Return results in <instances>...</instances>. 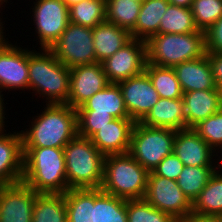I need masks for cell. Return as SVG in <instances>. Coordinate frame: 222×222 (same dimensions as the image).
<instances>
[{
    "label": "cell",
    "instance_id": "obj_3",
    "mask_svg": "<svg viewBox=\"0 0 222 222\" xmlns=\"http://www.w3.org/2000/svg\"><path fill=\"white\" fill-rule=\"evenodd\" d=\"M22 181L37 193L65 194L68 190L64 149L23 148Z\"/></svg>",
    "mask_w": 222,
    "mask_h": 222
},
{
    "label": "cell",
    "instance_id": "obj_46",
    "mask_svg": "<svg viewBox=\"0 0 222 222\" xmlns=\"http://www.w3.org/2000/svg\"><path fill=\"white\" fill-rule=\"evenodd\" d=\"M68 7L71 6L72 4L85 1V0H62Z\"/></svg>",
    "mask_w": 222,
    "mask_h": 222
},
{
    "label": "cell",
    "instance_id": "obj_28",
    "mask_svg": "<svg viewBox=\"0 0 222 222\" xmlns=\"http://www.w3.org/2000/svg\"><path fill=\"white\" fill-rule=\"evenodd\" d=\"M144 71L148 74L160 98L183 97V91L173 67H161L147 63Z\"/></svg>",
    "mask_w": 222,
    "mask_h": 222
},
{
    "label": "cell",
    "instance_id": "obj_21",
    "mask_svg": "<svg viewBox=\"0 0 222 222\" xmlns=\"http://www.w3.org/2000/svg\"><path fill=\"white\" fill-rule=\"evenodd\" d=\"M140 123L175 131L186 129L183 99L160 98Z\"/></svg>",
    "mask_w": 222,
    "mask_h": 222
},
{
    "label": "cell",
    "instance_id": "obj_8",
    "mask_svg": "<svg viewBox=\"0 0 222 222\" xmlns=\"http://www.w3.org/2000/svg\"><path fill=\"white\" fill-rule=\"evenodd\" d=\"M50 50L69 69L97 63L92 28L71 22Z\"/></svg>",
    "mask_w": 222,
    "mask_h": 222
},
{
    "label": "cell",
    "instance_id": "obj_4",
    "mask_svg": "<svg viewBox=\"0 0 222 222\" xmlns=\"http://www.w3.org/2000/svg\"><path fill=\"white\" fill-rule=\"evenodd\" d=\"M63 149L69 190L100 188L105 156L90 139L77 135Z\"/></svg>",
    "mask_w": 222,
    "mask_h": 222
},
{
    "label": "cell",
    "instance_id": "obj_30",
    "mask_svg": "<svg viewBox=\"0 0 222 222\" xmlns=\"http://www.w3.org/2000/svg\"><path fill=\"white\" fill-rule=\"evenodd\" d=\"M215 166H184L176 182L193 203L215 172Z\"/></svg>",
    "mask_w": 222,
    "mask_h": 222
},
{
    "label": "cell",
    "instance_id": "obj_27",
    "mask_svg": "<svg viewBox=\"0 0 222 222\" xmlns=\"http://www.w3.org/2000/svg\"><path fill=\"white\" fill-rule=\"evenodd\" d=\"M192 213L222 216V173L215 171L192 203Z\"/></svg>",
    "mask_w": 222,
    "mask_h": 222
},
{
    "label": "cell",
    "instance_id": "obj_25",
    "mask_svg": "<svg viewBox=\"0 0 222 222\" xmlns=\"http://www.w3.org/2000/svg\"><path fill=\"white\" fill-rule=\"evenodd\" d=\"M91 222H128L127 200L95 188V205L92 207Z\"/></svg>",
    "mask_w": 222,
    "mask_h": 222
},
{
    "label": "cell",
    "instance_id": "obj_9",
    "mask_svg": "<svg viewBox=\"0 0 222 222\" xmlns=\"http://www.w3.org/2000/svg\"><path fill=\"white\" fill-rule=\"evenodd\" d=\"M144 199L153 207L170 214L177 221L192 213V203L175 180L149 172Z\"/></svg>",
    "mask_w": 222,
    "mask_h": 222
},
{
    "label": "cell",
    "instance_id": "obj_37",
    "mask_svg": "<svg viewBox=\"0 0 222 222\" xmlns=\"http://www.w3.org/2000/svg\"><path fill=\"white\" fill-rule=\"evenodd\" d=\"M78 136L90 138L100 128L110 123L114 117L111 114L94 113V110H76Z\"/></svg>",
    "mask_w": 222,
    "mask_h": 222
},
{
    "label": "cell",
    "instance_id": "obj_48",
    "mask_svg": "<svg viewBox=\"0 0 222 222\" xmlns=\"http://www.w3.org/2000/svg\"><path fill=\"white\" fill-rule=\"evenodd\" d=\"M7 3H9V1L8 0H2V4H7Z\"/></svg>",
    "mask_w": 222,
    "mask_h": 222
},
{
    "label": "cell",
    "instance_id": "obj_42",
    "mask_svg": "<svg viewBox=\"0 0 222 222\" xmlns=\"http://www.w3.org/2000/svg\"><path fill=\"white\" fill-rule=\"evenodd\" d=\"M2 90L0 89V131H3V130H6L5 127H6V123L5 121L7 120V118L5 117L6 113L4 109H6L7 107L6 104L4 103V95L2 94ZM6 119V120H5Z\"/></svg>",
    "mask_w": 222,
    "mask_h": 222
},
{
    "label": "cell",
    "instance_id": "obj_16",
    "mask_svg": "<svg viewBox=\"0 0 222 222\" xmlns=\"http://www.w3.org/2000/svg\"><path fill=\"white\" fill-rule=\"evenodd\" d=\"M135 123L131 118H115L89 139L104 156L129 153Z\"/></svg>",
    "mask_w": 222,
    "mask_h": 222
},
{
    "label": "cell",
    "instance_id": "obj_11",
    "mask_svg": "<svg viewBox=\"0 0 222 222\" xmlns=\"http://www.w3.org/2000/svg\"><path fill=\"white\" fill-rule=\"evenodd\" d=\"M146 64V42L140 39H131L102 62L108 82L115 84L141 74Z\"/></svg>",
    "mask_w": 222,
    "mask_h": 222
},
{
    "label": "cell",
    "instance_id": "obj_6",
    "mask_svg": "<svg viewBox=\"0 0 222 222\" xmlns=\"http://www.w3.org/2000/svg\"><path fill=\"white\" fill-rule=\"evenodd\" d=\"M149 172L129 153L105 156L100 189L125 200L143 199Z\"/></svg>",
    "mask_w": 222,
    "mask_h": 222
},
{
    "label": "cell",
    "instance_id": "obj_40",
    "mask_svg": "<svg viewBox=\"0 0 222 222\" xmlns=\"http://www.w3.org/2000/svg\"><path fill=\"white\" fill-rule=\"evenodd\" d=\"M210 65L214 81L217 87L222 86V53H206Z\"/></svg>",
    "mask_w": 222,
    "mask_h": 222
},
{
    "label": "cell",
    "instance_id": "obj_17",
    "mask_svg": "<svg viewBox=\"0 0 222 222\" xmlns=\"http://www.w3.org/2000/svg\"><path fill=\"white\" fill-rule=\"evenodd\" d=\"M214 152L192 128L176 131L173 153L184 166H215Z\"/></svg>",
    "mask_w": 222,
    "mask_h": 222
},
{
    "label": "cell",
    "instance_id": "obj_44",
    "mask_svg": "<svg viewBox=\"0 0 222 222\" xmlns=\"http://www.w3.org/2000/svg\"><path fill=\"white\" fill-rule=\"evenodd\" d=\"M193 0H169L170 4L190 8Z\"/></svg>",
    "mask_w": 222,
    "mask_h": 222
},
{
    "label": "cell",
    "instance_id": "obj_26",
    "mask_svg": "<svg viewBox=\"0 0 222 222\" xmlns=\"http://www.w3.org/2000/svg\"><path fill=\"white\" fill-rule=\"evenodd\" d=\"M32 222H67L65 194L38 193Z\"/></svg>",
    "mask_w": 222,
    "mask_h": 222
},
{
    "label": "cell",
    "instance_id": "obj_38",
    "mask_svg": "<svg viewBox=\"0 0 222 222\" xmlns=\"http://www.w3.org/2000/svg\"><path fill=\"white\" fill-rule=\"evenodd\" d=\"M183 167L184 164L179 158L174 153H171L158 164L153 172L158 176L176 181L181 174Z\"/></svg>",
    "mask_w": 222,
    "mask_h": 222
},
{
    "label": "cell",
    "instance_id": "obj_2",
    "mask_svg": "<svg viewBox=\"0 0 222 222\" xmlns=\"http://www.w3.org/2000/svg\"><path fill=\"white\" fill-rule=\"evenodd\" d=\"M70 86V69L50 49H28V90L42 97L46 104H66ZM31 89V90H30Z\"/></svg>",
    "mask_w": 222,
    "mask_h": 222
},
{
    "label": "cell",
    "instance_id": "obj_36",
    "mask_svg": "<svg viewBox=\"0 0 222 222\" xmlns=\"http://www.w3.org/2000/svg\"><path fill=\"white\" fill-rule=\"evenodd\" d=\"M192 129L216 151L219 146H222V109Z\"/></svg>",
    "mask_w": 222,
    "mask_h": 222
},
{
    "label": "cell",
    "instance_id": "obj_12",
    "mask_svg": "<svg viewBox=\"0 0 222 222\" xmlns=\"http://www.w3.org/2000/svg\"><path fill=\"white\" fill-rule=\"evenodd\" d=\"M0 89H28V48L13 45L8 38L0 44Z\"/></svg>",
    "mask_w": 222,
    "mask_h": 222
},
{
    "label": "cell",
    "instance_id": "obj_19",
    "mask_svg": "<svg viewBox=\"0 0 222 222\" xmlns=\"http://www.w3.org/2000/svg\"><path fill=\"white\" fill-rule=\"evenodd\" d=\"M183 93L195 90L218 89L207 54L173 67Z\"/></svg>",
    "mask_w": 222,
    "mask_h": 222
},
{
    "label": "cell",
    "instance_id": "obj_24",
    "mask_svg": "<svg viewBox=\"0 0 222 222\" xmlns=\"http://www.w3.org/2000/svg\"><path fill=\"white\" fill-rule=\"evenodd\" d=\"M169 4V0H144L136 25L130 31L131 38L146 41L159 34V24Z\"/></svg>",
    "mask_w": 222,
    "mask_h": 222
},
{
    "label": "cell",
    "instance_id": "obj_43",
    "mask_svg": "<svg viewBox=\"0 0 222 222\" xmlns=\"http://www.w3.org/2000/svg\"><path fill=\"white\" fill-rule=\"evenodd\" d=\"M216 150H218V151H215L214 153H216L215 154V158L220 154L221 156H218V158L217 159H215V160H217V161H215V170L217 171V172H221L222 173V146H219ZM219 153V154H218ZM218 161H220V162H218ZM219 163V164H218ZM221 164V165H220ZM217 165V166H216ZM219 169V170H218Z\"/></svg>",
    "mask_w": 222,
    "mask_h": 222
},
{
    "label": "cell",
    "instance_id": "obj_45",
    "mask_svg": "<svg viewBox=\"0 0 222 222\" xmlns=\"http://www.w3.org/2000/svg\"><path fill=\"white\" fill-rule=\"evenodd\" d=\"M2 7H6V6H0V8L1 9H3ZM0 13H1V11H0ZM4 22L2 21V18H0V44L5 40V39H7V38H5L6 36L4 35V34H6L5 32H3L4 31V24H3Z\"/></svg>",
    "mask_w": 222,
    "mask_h": 222
},
{
    "label": "cell",
    "instance_id": "obj_22",
    "mask_svg": "<svg viewBox=\"0 0 222 222\" xmlns=\"http://www.w3.org/2000/svg\"><path fill=\"white\" fill-rule=\"evenodd\" d=\"M92 36L98 63L111 57L132 39L127 29L108 21H103L92 28Z\"/></svg>",
    "mask_w": 222,
    "mask_h": 222
},
{
    "label": "cell",
    "instance_id": "obj_23",
    "mask_svg": "<svg viewBox=\"0 0 222 222\" xmlns=\"http://www.w3.org/2000/svg\"><path fill=\"white\" fill-rule=\"evenodd\" d=\"M76 110H94V113L111 114L114 118H130L118 84L109 83Z\"/></svg>",
    "mask_w": 222,
    "mask_h": 222
},
{
    "label": "cell",
    "instance_id": "obj_34",
    "mask_svg": "<svg viewBox=\"0 0 222 222\" xmlns=\"http://www.w3.org/2000/svg\"><path fill=\"white\" fill-rule=\"evenodd\" d=\"M128 222H178L170 214L153 207L144 198L127 200Z\"/></svg>",
    "mask_w": 222,
    "mask_h": 222
},
{
    "label": "cell",
    "instance_id": "obj_49",
    "mask_svg": "<svg viewBox=\"0 0 222 222\" xmlns=\"http://www.w3.org/2000/svg\"><path fill=\"white\" fill-rule=\"evenodd\" d=\"M67 222H91V221H67Z\"/></svg>",
    "mask_w": 222,
    "mask_h": 222
},
{
    "label": "cell",
    "instance_id": "obj_7",
    "mask_svg": "<svg viewBox=\"0 0 222 222\" xmlns=\"http://www.w3.org/2000/svg\"><path fill=\"white\" fill-rule=\"evenodd\" d=\"M175 136V130L136 122L129 154L148 172H152L166 156L173 153Z\"/></svg>",
    "mask_w": 222,
    "mask_h": 222
},
{
    "label": "cell",
    "instance_id": "obj_39",
    "mask_svg": "<svg viewBox=\"0 0 222 222\" xmlns=\"http://www.w3.org/2000/svg\"><path fill=\"white\" fill-rule=\"evenodd\" d=\"M206 53H222V16L205 31Z\"/></svg>",
    "mask_w": 222,
    "mask_h": 222
},
{
    "label": "cell",
    "instance_id": "obj_35",
    "mask_svg": "<svg viewBox=\"0 0 222 222\" xmlns=\"http://www.w3.org/2000/svg\"><path fill=\"white\" fill-rule=\"evenodd\" d=\"M190 9L196 27L205 32L222 16V0H193Z\"/></svg>",
    "mask_w": 222,
    "mask_h": 222
},
{
    "label": "cell",
    "instance_id": "obj_47",
    "mask_svg": "<svg viewBox=\"0 0 222 222\" xmlns=\"http://www.w3.org/2000/svg\"><path fill=\"white\" fill-rule=\"evenodd\" d=\"M218 90H219L220 107L222 109V86L218 87Z\"/></svg>",
    "mask_w": 222,
    "mask_h": 222
},
{
    "label": "cell",
    "instance_id": "obj_10",
    "mask_svg": "<svg viewBox=\"0 0 222 222\" xmlns=\"http://www.w3.org/2000/svg\"><path fill=\"white\" fill-rule=\"evenodd\" d=\"M32 9L33 25L37 42L44 49H50L67 28L69 7L62 0H35Z\"/></svg>",
    "mask_w": 222,
    "mask_h": 222
},
{
    "label": "cell",
    "instance_id": "obj_41",
    "mask_svg": "<svg viewBox=\"0 0 222 222\" xmlns=\"http://www.w3.org/2000/svg\"><path fill=\"white\" fill-rule=\"evenodd\" d=\"M178 222H222V216L191 213L187 218Z\"/></svg>",
    "mask_w": 222,
    "mask_h": 222
},
{
    "label": "cell",
    "instance_id": "obj_13",
    "mask_svg": "<svg viewBox=\"0 0 222 222\" xmlns=\"http://www.w3.org/2000/svg\"><path fill=\"white\" fill-rule=\"evenodd\" d=\"M117 84L121 89L128 115L135 122H140L160 99L145 71Z\"/></svg>",
    "mask_w": 222,
    "mask_h": 222
},
{
    "label": "cell",
    "instance_id": "obj_32",
    "mask_svg": "<svg viewBox=\"0 0 222 222\" xmlns=\"http://www.w3.org/2000/svg\"><path fill=\"white\" fill-rule=\"evenodd\" d=\"M199 31L190 8L169 4L159 24V33L186 34Z\"/></svg>",
    "mask_w": 222,
    "mask_h": 222
},
{
    "label": "cell",
    "instance_id": "obj_20",
    "mask_svg": "<svg viewBox=\"0 0 222 222\" xmlns=\"http://www.w3.org/2000/svg\"><path fill=\"white\" fill-rule=\"evenodd\" d=\"M182 99L186 128H193L221 109L218 89L186 92Z\"/></svg>",
    "mask_w": 222,
    "mask_h": 222
},
{
    "label": "cell",
    "instance_id": "obj_33",
    "mask_svg": "<svg viewBox=\"0 0 222 222\" xmlns=\"http://www.w3.org/2000/svg\"><path fill=\"white\" fill-rule=\"evenodd\" d=\"M106 0H85L69 6V22L94 28L105 21Z\"/></svg>",
    "mask_w": 222,
    "mask_h": 222
},
{
    "label": "cell",
    "instance_id": "obj_18",
    "mask_svg": "<svg viewBox=\"0 0 222 222\" xmlns=\"http://www.w3.org/2000/svg\"><path fill=\"white\" fill-rule=\"evenodd\" d=\"M0 131V185L22 181L23 145L20 131ZM17 132V133H16Z\"/></svg>",
    "mask_w": 222,
    "mask_h": 222
},
{
    "label": "cell",
    "instance_id": "obj_31",
    "mask_svg": "<svg viewBox=\"0 0 222 222\" xmlns=\"http://www.w3.org/2000/svg\"><path fill=\"white\" fill-rule=\"evenodd\" d=\"M67 221H90L95 188L70 189L65 193Z\"/></svg>",
    "mask_w": 222,
    "mask_h": 222
},
{
    "label": "cell",
    "instance_id": "obj_14",
    "mask_svg": "<svg viewBox=\"0 0 222 222\" xmlns=\"http://www.w3.org/2000/svg\"><path fill=\"white\" fill-rule=\"evenodd\" d=\"M37 194L23 181L0 185V222H32Z\"/></svg>",
    "mask_w": 222,
    "mask_h": 222
},
{
    "label": "cell",
    "instance_id": "obj_29",
    "mask_svg": "<svg viewBox=\"0 0 222 222\" xmlns=\"http://www.w3.org/2000/svg\"><path fill=\"white\" fill-rule=\"evenodd\" d=\"M141 5L136 0H106L105 21L130 32L136 25Z\"/></svg>",
    "mask_w": 222,
    "mask_h": 222
},
{
    "label": "cell",
    "instance_id": "obj_15",
    "mask_svg": "<svg viewBox=\"0 0 222 222\" xmlns=\"http://www.w3.org/2000/svg\"><path fill=\"white\" fill-rule=\"evenodd\" d=\"M108 84L102 63L73 67L70 69L69 95L66 104L78 109Z\"/></svg>",
    "mask_w": 222,
    "mask_h": 222
},
{
    "label": "cell",
    "instance_id": "obj_5",
    "mask_svg": "<svg viewBox=\"0 0 222 222\" xmlns=\"http://www.w3.org/2000/svg\"><path fill=\"white\" fill-rule=\"evenodd\" d=\"M147 63L174 67L206 55L205 32L155 34L146 41Z\"/></svg>",
    "mask_w": 222,
    "mask_h": 222
},
{
    "label": "cell",
    "instance_id": "obj_1",
    "mask_svg": "<svg viewBox=\"0 0 222 222\" xmlns=\"http://www.w3.org/2000/svg\"><path fill=\"white\" fill-rule=\"evenodd\" d=\"M21 130L23 148L63 149L78 135L77 111L67 104H46Z\"/></svg>",
    "mask_w": 222,
    "mask_h": 222
}]
</instances>
